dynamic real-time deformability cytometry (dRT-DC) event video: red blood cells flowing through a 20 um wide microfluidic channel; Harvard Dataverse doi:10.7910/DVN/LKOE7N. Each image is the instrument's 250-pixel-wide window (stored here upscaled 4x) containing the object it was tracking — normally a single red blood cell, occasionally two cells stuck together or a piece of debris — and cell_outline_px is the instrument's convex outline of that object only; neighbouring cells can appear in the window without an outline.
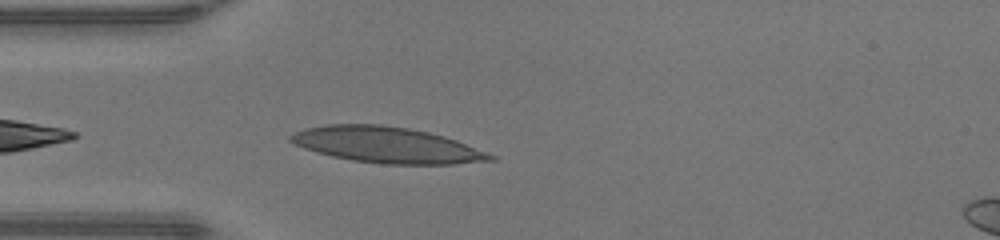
{"species": "human", "species_latin": "Homo sapiens", "temperature_condition": "warm", "stored_images_in_passage": 34, "camera_frame_rate_fps": 3000, "um_per_image_px": 0.085, "donor": {"sex": "male"}, "frame": {"image": 1, "passage_image": 2, "time_ms": 0.333, "image_size_px": [1000, 240], "cell_outline_px": [[496, 160], [452, 164], [384, 164], [352, 160], [332, 156], [316, 152], [304, 148], [288, 140], [288, 136], [304, 128], [328, 124], [380, 124], [408, 128], [428, 132], [444, 136], [456, 140], [488, 152], [496, 156]], "centroid_in_image_um": [32.88, 12.32], "position_along_channel_um": 52.1, "area_um2": 41.73}}
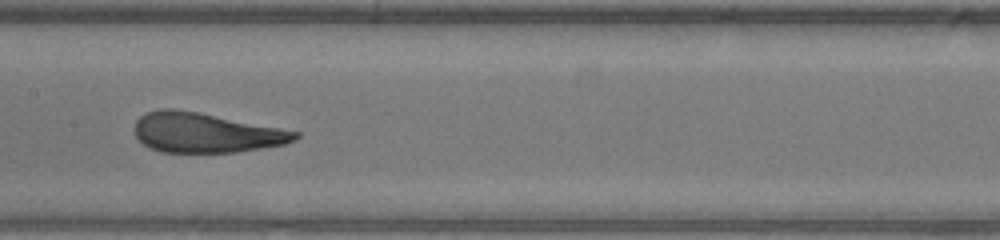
{"frame": {"image": 2, "passage_image": 12, "time_ms": 3.667, "image_size_px": [1000, 240], "cell_outline_px": [[300, 136], [296, 140], [284, 144], [236, 152], [164, 152], [152, 148], [144, 144], [136, 136], [136, 120], [140, 116], [148, 112], [160, 108], [176, 108], [300, 132]], "centroid_in_image_um": [17.48, 11.27], "position_along_channel_um": 189.9, "area_um2": 36.7}}
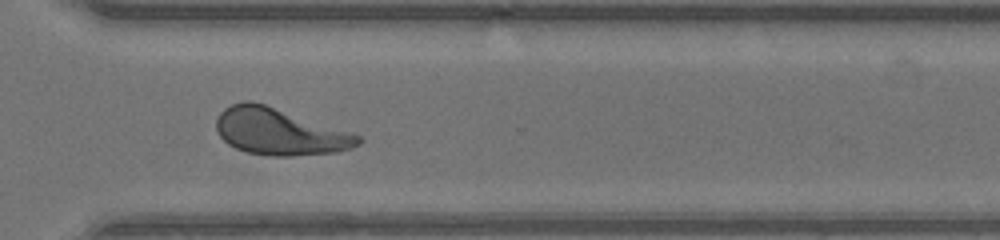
{"frame": {"image": 3, "passage_image": 23, "time_ms": 7.333, "image_size_px": [1000, 240], "cell_outline_px": [[364, 140], [360, 144], [352, 148], [336, 152], [292, 156], [268, 156], [248, 152], [236, 148], [228, 144], [220, 136], [216, 128], [216, 120], [220, 112], [224, 108], [232, 104], [244, 100], [252, 100], [360, 136]], "centroid_in_image_um": [23.72, 11.2], "position_along_channel_um": 346.9, "area_um2": 38.15}, "authors_computed_cell_mechanics": {"area_um2": 37.2521, "velocity_mm_per_s": 4.2934, "shape_relaxation_time_tau1_ms": 4.4996, "shape_relaxation_time_tau2_ms": 0.7755, "deformation_change_tau1": 0.2019, "deformation_change_tau2": 0.0825}}